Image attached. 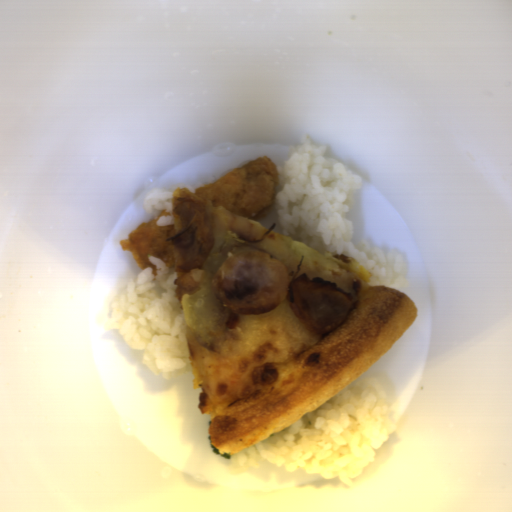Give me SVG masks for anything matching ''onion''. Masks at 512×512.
Masks as SVG:
<instances>
[{"label":"onion","mask_w":512,"mask_h":512,"mask_svg":"<svg viewBox=\"0 0 512 512\" xmlns=\"http://www.w3.org/2000/svg\"><path fill=\"white\" fill-rule=\"evenodd\" d=\"M214 219V243L208 259L204 260L203 275L199 281L200 290L196 294H182L181 307L184 323L188 329L203 338L206 346L222 340L232 310L219 302L212 286L215 271L226 260L225 253L232 250L238 243L226 236L227 229L223 225L212 204L205 205Z\"/></svg>","instance_id":"06740285"}]
</instances>
